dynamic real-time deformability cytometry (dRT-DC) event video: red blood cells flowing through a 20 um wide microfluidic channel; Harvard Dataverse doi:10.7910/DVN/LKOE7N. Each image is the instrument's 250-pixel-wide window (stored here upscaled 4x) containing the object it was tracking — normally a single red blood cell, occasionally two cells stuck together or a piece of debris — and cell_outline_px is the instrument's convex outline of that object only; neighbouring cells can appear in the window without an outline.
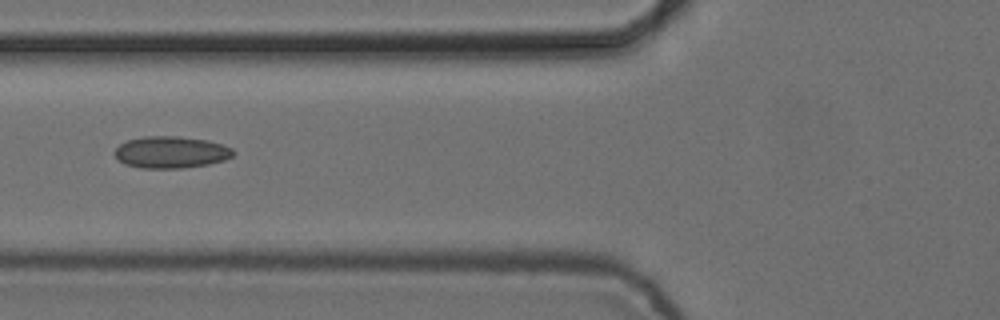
{"species": "common noctule bat (a hibernating species)", "species_latin": "Nyctalus noctula", "temperature_condition": "cold", "stored_images_in_passage": 7, "camera_frame_rate_fps": 3000, "um_per_image_px": 0.085, "animal": {"sex": "female", "body_mass_g": 24.6, "forearm_length_mm": 56.2}, "frame": {"image": 1, "passage_image": 7, "time_ms": 2.0, "image_size_px": [1000, 320], "cell_outline_px": [[236, 152], [232, 156], [224, 160], [208, 164], [184, 168], [140, 168], [124, 164], [116, 156], [116, 148], [120, 144], [128, 140], [144, 136], [180, 136], [208, 140], [232, 148]], "centroid_in_image_um": [14.55, 12.94], "position_along_channel_um": 111.2, "area_um2": 21.96}}